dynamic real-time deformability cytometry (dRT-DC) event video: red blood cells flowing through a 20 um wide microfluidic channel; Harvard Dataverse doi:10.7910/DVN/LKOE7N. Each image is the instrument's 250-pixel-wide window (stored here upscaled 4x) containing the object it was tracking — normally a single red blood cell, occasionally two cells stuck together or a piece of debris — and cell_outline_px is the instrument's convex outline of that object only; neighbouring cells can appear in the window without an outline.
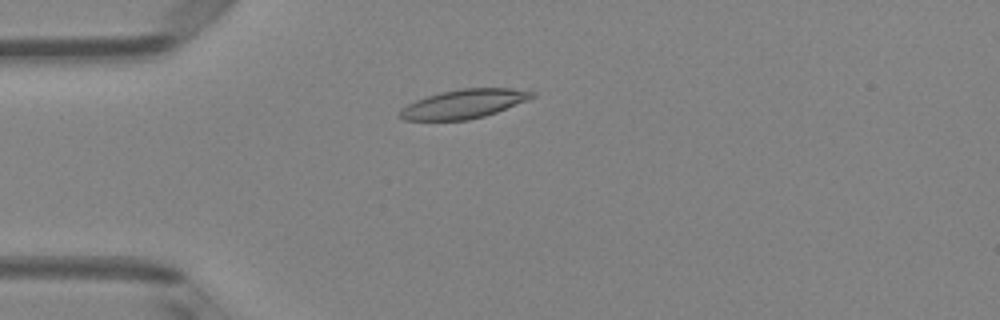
{"species": "Egyptian fruit bat (a non-hibernating species)", "species_latin": "Rousettus aegyptiacus", "temperature_condition": "room temperature", "stored_images_in_passage": 49, "camera_frame_rate_fps": 3000, "um_per_image_px": 0.085, "animal": {"sex": "female"}, "frame": {"image": 1, "passage_image": 12, "time_ms": 3.667, "image_size_px": [1000, 320], "cell_outline_px": [[536, 96], [528, 100], [496, 112], [484, 116], [468, 120], [404, 120], [400, 116], [400, 108], [416, 100], [440, 92], [460, 88], [512, 88], [536, 92]], "centroid_in_image_um": [39.45, 8.82], "position_along_channel_um": 45.5, "area_um2": 22.25}}
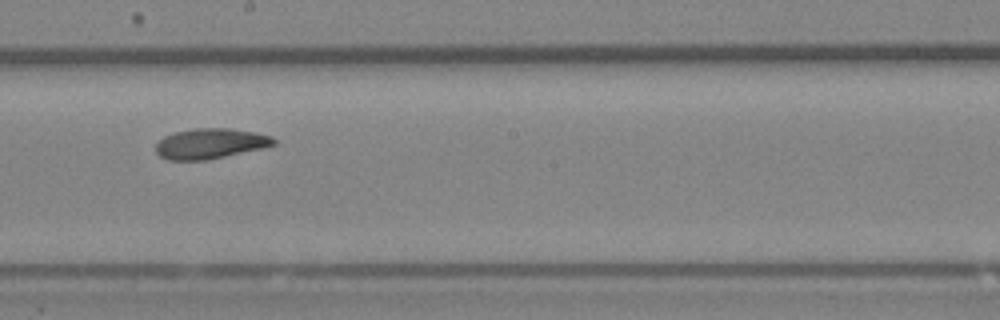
{"frame": {"image": 2, "passage_image": 27, "time_ms": 8.667, "image_size_px": [1000, 320], "cell_outline_px": [[276, 144], [264, 148], [208, 160], [168, 160], [160, 156], [156, 152], [156, 144], [164, 136], [172, 132], [196, 128], [232, 128], [256, 132], [272, 136], [276, 140]], "centroid_in_image_um": [17.9, 12.2], "position_along_channel_um": 230.3, "area_um2": 21.1}}
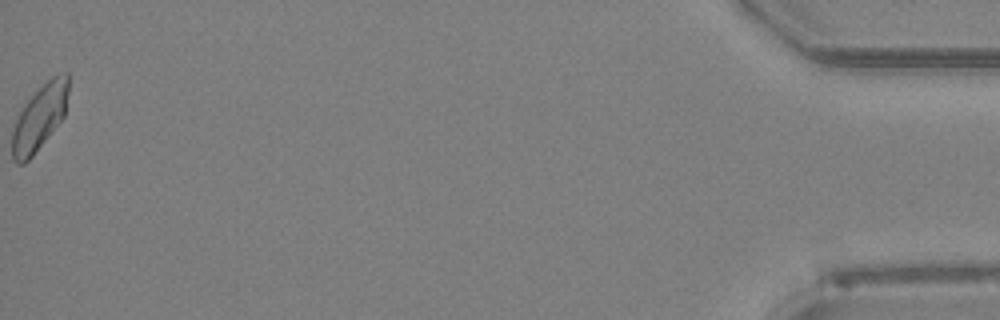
{"frame": {"image": 3, "passage_image": 49, "time_ms": 16.0, "image_size_px": [1000, 320], "cell_outline_px": [[68, 92], [64, 116], [32, 156], [24, 164], [16, 164], [12, 160], [12, 128], [24, 104], [56, 72], [68, 72]], "centroid_in_image_um": [3.35, 9.99], "position_along_channel_um": 431.8, "area_um2": 21.21}, "authors_computed_cell_mechanics": {"area_um2": 21.2126, "velocity_mm_per_s": 4.0872, "shape_relaxation_time_tau1_ms": 6.0256, "shape_relaxation_time_tau2_ms": 4.8676, "deformation_change_tau1": 0.1373, "deformation_change_tau2": 0.1019}}